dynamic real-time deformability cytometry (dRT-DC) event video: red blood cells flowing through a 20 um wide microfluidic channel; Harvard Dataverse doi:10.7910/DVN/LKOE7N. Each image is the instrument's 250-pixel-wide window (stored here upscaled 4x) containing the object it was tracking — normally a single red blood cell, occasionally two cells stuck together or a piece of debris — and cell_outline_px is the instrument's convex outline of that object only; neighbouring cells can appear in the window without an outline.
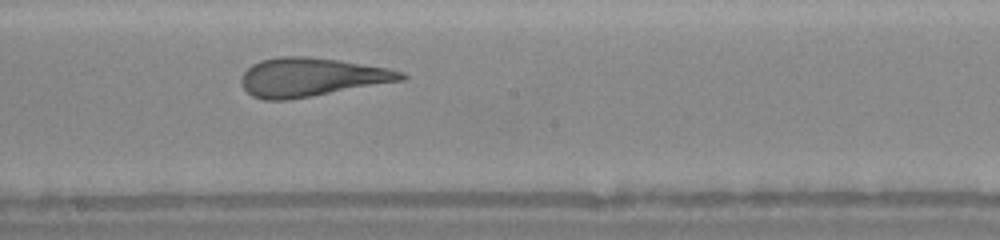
{"species": "human", "species_latin": "Homo sapiens", "temperature_condition": "warm", "stored_images_in_passage": 19, "camera_frame_rate_fps": 3000, "um_per_image_px": 0.085, "donor": {"sex": "female"}, "frame": {"image": 1, "passage_image": 11, "time_ms": 5.0, "image_size_px": [1000, 240], "cell_outline_px": [[408, 76], [404, 80], [312, 96], [288, 100], [264, 100], [252, 96], [244, 88], [240, 80], [240, 76], [252, 64], [260, 60], [280, 56], [308, 56], [340, 60], [388, 68], [404, 72]], "centroid_in_image_um": [26.46, 6.55], "position_along_channel_um": 221.7, "area_um2": 36.13}}